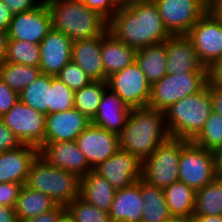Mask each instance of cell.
Returning a JSON list of instances; mask_svg holds the SVG:
<instances>
[{"label": "cell", "instance_id": "8fae6325", "mask_svg": "<svg viewBox=\"0 0 222 222\" xmlns=\"http://www.w3.org/2000/svg\"><path fill=\"white\" fill-rule=\"evenodd\" d=\"M155 4L171 35H187L208 11L205 0H156Z\"/></svg>", "mask_w": 222, "mask_h": 222}, {"label": "cell", "instance_id": "ac0fdd59", "mask_svg": "<svg viewBox=\"0 0 222 222\" xmlns=\"http://www.w3.org/2000/svg\"><path fill=\"white\" fill-rule=\"evenodd\" d=\"M72 43L73 41L69 37L52 28L39 43L41 73L56 77L61 69L71 61Z\"/></svg>", "mask_w": 222, "mask_h": 222}, {"label": "cell", "instance_id": "f907efd6", "mask_svg": "<svg viewBox=\"0 0 222 222\" xmlns=\"http://www.w3.org/2000/svg\"><path fill=\"white\" fill-rule=\"evenodd\" d=\"M193 222H222V216L220 215H192Z\"/></svg>", "mask_w": 222, "mask_h": 222}, {"label": "cell", "instance_id": "9c48e42d", "mask_svg": "<svg viewBox=\"0 0 222 222\" xmlns=\"http://www.w3.org/2000/svg\"><path fill=\"white\" fill-rule=\"evenodd\" d=\"M0 119L22 144L40 148L44 143L46 115L18 101Z\"/></svg>", "mask_w": 222, "mask_h": 222}, {"label": "cell", "instance_id": "ee69618b", "mask_svg": "<svg viewBox=\"0 0 222 222\" xmlns=\"http://www.w3.org/2000/svg\"><path fill=\"white\" fill-rule=\"evenodd\" d=\"M207 84L222 87V57L207 67Z\"/></svg>", "mask_w": 222, "mask_h": 222}, {"label": "cell", "instance_id": "f1b7e54d", "mask_svg": "<svg viewBox=\"0 0 222 222\" xmlns=\"http://www.w3.org/2000/svg\"><path fill=\"white\" fill-rule=\"evenodd\" d=\"M170 215L192 218L195 209L196 191L183 182L177 181L164 189Z\"/></svg>", "mask_w": 222, "mask_h": 222}, {"label": "cell", "instance_id": "ba28073f", "mask_svg": "<svg viewBox=\"0 0 222 222\" xmlns=\"http://www.w3.org/2000/svg\"><path fill=\"white\" fill-rule=\"evenodd\" d=\"M178 175L180 182L195 191L213 181L218 176L213 151L190 140L181 150Z\"/></svg>", "mask_w": 222, "mask_h": 222}, {"label": "cell", "instance_id": "d4e9b609", "mask_svg": "<svg viewBox=\"0 0 222 222\" xmlns=\"http://www.w3.org/2000/svg\"><path fill=\"white\" fill-rule=\"evenodd\" d=\"M116 190L93 170L80 179V197L93 206L110 212Z\"/></svg>", "mask_w": 222, "mask_h": 222}, {"label": "cell", "instance_id": "3957f363", "mask_svg": "<svg viewBox=\"0 0 222 222\" xmlns=\"http://www.w3.org/2000/svg\"><path fill=\"white\" fill-rule=\"evenodd\" d=\"M52 28L73 42L101 36L108 22L79 0H45Z\"/></svg>", "mask_w": 222, "mask_h": 222}, {"label": "cell", "instance_id": "db71d44e", "mask_svg": "<svg viewBox=\"0 0 222 222\" xmlns=\"http://www.w3.org/2000/svg\"><path fill=\"white\" fill-rule=\"evenodd\" d=\"M164 222H193L191 218L173 217L171 216Z\"/></svg>", "mask_w": 222, "mask_h": 222}, {"label": "cell", "instance_id": "7dc6e473", "mask_svg": "<svg viewBox=\"0 0 222 222\" xmlns=\"http://www.w3.org/2000/svg\"><path fill=\"white\" fill-rule=\"evenodd\" d=\"M12 17H13V14L5 6V4L0 0V30L8 31Z\"/></svg>", "mask_w": 222, "mask_h": 222}, {"label": "cell", "instance_id": "30bf717a", "mask_svg": "<svg viewBox=\"0 0 222 222\" xmlns=\"http://www.w3.org/2000/svg\"><path fill=\"white\" fill-rule=\"evenodd\" d=\"M107 86L131 108L147 107L152 85L136 62L107 78Z\"/></svg>", "mask_w": 222, "mask_h": 222}, {"label": "cell", "instance_id": "f5cc1de1", "mask_svg": "<svg viewBox=\"0 0 222 222\" xmlns=\"http://www.w3.org/2000/svg\"><path fill=\"white\" fill-rule=\"evenodd\" d=\"M206 7L209 11H212L218 4L222 3V0H205Z\"/></svg>", "mask_w": 222, "mask_h": 222}, {"label": "cell", "instance_id": "ffe728a7", "mask_svg": "<svg viewBox=\"0 0 222 222\" xmlns=\"http://www.w3.org/2000/svg\"><path fill=\"white\" fill-rule=\"evenodd\" d=\"M39 155V149L22 144L14 150L0 153V183L10 182L24 185L31 164Z\"/></svg>", "mask_w": 222, "mask_h": 222}, {"label": "cell", "instance_id": "cb8c5ba5", "mask_svg": "<svg viewBox=\"0 0 222 222\" xmlns=\"http://www.w3.org/2000/svg\"><path fill=\"white\" fill-rule=\"evenodd\" d=\"M136 50L117 40L111 33L102 38L101 58L103 61L105 82L113 73L125 69L135 62Z\"/></svg>", "mask_w": 222, "mask_h": 222}, {"label": "cell", "instance_id": "e0dca14e", "mask_svg": "<svg viewBox=\"0 0 222 222\" xmlns=\"http://www.w3.org/2000/svg\"><path fill=\"white\" fill-rule=\"evenodd\" d=\"M167 74L207 73L187 35H171L166 40Z\"/></svg>", "mask_w": 222, "mask_h": 222}, {"label": "cell", "instance_id": "484cf974", "mask_svg": "<svg viewBox=\"0 0 222 222\" xmlns=\"http://www.w3.org/2000/svg\"><path fill=\"white\" fill-rule=\"evenodd\" d=\"M135 62L151 85L161 80L167 74L166 41L136 50Z\"/></svg>", "mask_w": 222, "mask_h": 222}, {"label": "cell", "instance_id": "603a6c76", "mask_svg": "<svg viewBox=\"0 0 222 222\" xmlns=\"http://www.w3.org/2000/svg\"><path fill=\"white\" fill-rule=\"evenodd\" d=\"M142 212L140 179L129 187L116 190L109 212L111 222H141Z\"/></svg>", "mask_w": 222, "mask_h": 222}, {"label": "cell", "instance_id": "6f0895ef", "mask_svg": "<svg viewBox=\"0 0 222 222\" xmlns=\"http://www.w3.org/2000/svg\"><path fill=\"white\" fill-rule=\"evenodd\" d=\"M118 5H124L127 3L134 2L135 0H115Z\"/></svg>", "mask_w": 222, "mask_h": 222}, {"label": "cell", "instance_id": "e575fe53", "mask_svg": "<svg viewBox=\"0 0 222 222\" xmlns=\"http://www.w3.org/2000/svg\"><path fill=\"white\" fill-rule=\"evenodd\" d=\"M196 145L214 151L222 145V116L215 111L209 115L201 131L191 140Z\"/></svg>", "mask_w": 222, "mask_h": 222}, {"label": "cell", "instance_id": "44dd1931", "mask_svg": "<svg viewBox=\"0 0 222 222\" xmlns=\"http://www.w3.org/2000/svg\"><path fill=\"white\" fill-rule=\"evenodd\" d=\"M131 109L107 86L91 123L119 135L126 125Z\"/></svg>", "mask_w": 222, "mask_h": 222}, {"label": "cell", "instance_id": "681fc988", "mask_svg": "<svg viewBox=\"0 0 222 222\" xmlns=\"http://www.w3.org/2000/svg\"><path fill=\"white\" fill-rule=\"evenodd\" d=\"M7 31L0 30V64L4 62L7 48Z\"/></svg>", "mask_w": 222, "mask_h": 222}, {"label": "cell", "instance_id": "52a82bcc", "mask_svg": "<svg viewBox=\"0 0 222 222\" xmlns=\"http://www.w3.org/2000/svg\"><path fill=\"white\" fill-rule=\"evenodd\" d=\"M207 85V73L166 74L151 87L148 107L165 111L184 97L198 93Z\"/></svg>", "mask_w": 222, "mask_h": 222}, {"label": "cell", "instance_id": "5bb4252c", "mask_svg": "<svg viewBox=\"0 0 222 222\" xmlns=\"http://www.w3.org/2000/svg\"><path fill=\"white\" fill-rule=\"evenodd\" d=\"M142 162L130 152L119 149L93 169L105 178L115 190L133 185L141 178Z\"/></svg>", "mask_w": 222, "mask_h": 222}, {"label": "cell", "instance_id": "d590c367", "mask_svg": "<svg viewBox=\"0 0 222 222\" xmlns=\"http://www.w3.org/2000/svg\"><path fill=\"white\" fill-rule=\"evenodd\" d=\"M65 208L73 222H111L108 212L87 203L80 196L72 200Z\"/></svg>", "mask_w": 222, "mask_h": 222}, {"label": "cell", "instance_id": "7c38bea8", "mask_svg": "<svg viewBox=\"0 0 222 222\" xmlns=\"http://www.w3.org/2000/svg\"><path fill=\"white\" fill-rule=\"evenodd\" d=\"M187 36L205 68L222 57V22L212 11L208 10Z\"/></svg>", "mask_w": 222, "mask_h": 222}, {"label": "cell", "instance_id": "4dcf8cb0", "mask_svg": "<svg viewBox=\"0 0 222 222\" xmlns=\"http://www.w3.org/2000/svg\"><path fill=\"white\" fill-rule=\"evenodd\" d=\"M51 90V75L41 73L19 93V100L37 112L47 115Z\"/></svg>", "mask_w": 222, "mask_h": 222}, {"label": "cell", "instance_id": "d6a6232c", "mask_svg": "<svg viewBox=\"0 0 222 222\" xmlns=\"http://www.w3.org/2000/svg\"><path fill=\"white\" fill-rule=\"evenodd\" d=\"M107 82L92 81L74 92V108L92 120L98 110Z\"/></svg>", "mask_w": 222, "mask_h": 222}, {"label": "cell", "instance_id": "f35d334b", "mask_svg": "<svg viewBox=\"0 0 222 222\" xmlns=\"http://www.w3.org/2000/svg\"><path fill=\"white\" fill-rule=\"evenodd\" d=\"M85 4L89 9L97 12L107 22L117 12L119 5L115 0H79Z\"/></svg>", "mask_w": 222, "mask_h": 222}, {"label": "cell", "instance_id": "4fadbf2b", "mask_svg": "<svg viewBox=\"0 0 222 222\" xmlns=\"http://www.w3.org/2000/svg\"><path fill=\"white\" fill-rule=\"evenodd\" d=\"M51 29V15L45 1H42L30 11L13 15L7 31L8 40L39 44Z\"/></svg>", "mask_w": 222, "mask_h": 222}, {"label": "cell", "instance_id": "8d00e7d4", "mask_svg": "<svg viewBox=\"0 0 222 222\" xmlns=\"http://www.w3.org/2000/svg\"><path fill=\"white\" fill-rule=\"evenodd\" d=\"M74 108V91L57 77L51 76L48 114Z\"/></svg>", "mask_w": 222, "mask_h": 222}, {"label": "cell", "instance_id": "b9f144b4", "mask_svg": "<svg viewBox=\"0 0 222 222\" xmlns=\"http://www.w3.org/2000/svg\"><path fill=\"white\" fill-rule=\"evenodd\" d=\"M21 145L14 133L0 119V153L14 150Z\"/></svg>", "mask_w": 222, "mask_h": 222}, {"label": "cell", "instance_id": "4316f807", "mask_svg": "<svg viewBox=\"0 0 222 222\" xmlns=\"http://www.w3.org/2000/svg\"><path fill=\"white\" fill-rule=\"evenodd\" d=\"M57 205L50 196L33 190L24 184L20 189L14 210L18 220L23 221L48 212Z\"/></svg>", "mask_w": 222, "mask_h": 222}, {"label": "cell", "instance_id": "7bdbcfd3", "mask_svg": "<svg viewBox=\"0 0 222 222\" xmlns=\"http://www.w3.org/2000/svg\"><path fill=\"white\" fill-rule=\"evenodd\" d=\"M5 6L14 14L27 12L38 6L42 0H1Z\"/></svg>", "mask_w": 222, "mask_h": 222}, {"label": "cell", "instance_id": "9a60e30c", "mask_svg": "<svg viewBox=\"0 0 222 222\" xmlns=\"http://www.w3.org/2000/svg\"><path fill=\"white\" fill-rule=\"evenodd\" d=\"M75 141L92 170L119 150V135L92 123Z\"/></svg>", "mask_w": 222, "mask_h": 222}, {"label": "cell", "instance_id": "d6986e66", "mask_svg": "<svg viewBox=\"0 0 222 222\" xmlns=\"http://www.w3.org/2000/svg\"><path fill=\"white\" fill-rule=\"evenodd\" d=\"M90 123L76 108L47 114L44 142L75 141Z\"/></svg>", "mask_w": 222, "mask_h": 222}, {"label": "cell", "instance_id": "83f0119b", "mask_svg": "<svg viewBox=\"0 0 222 222\" xmlns=\"http://www.w3.org/2000/svg\"><path fill=\"white\" fill-rule=\"evenodd\" d=\"M140 196L143 200L141 222H164L171 217L163 189L140 178Z\"/></svg>", "mask_w": 222, "mask_h": 222}, {"label": "cell", "instance_id": "2e32d148", "mask_svg": "<svg viewBox=\"0 0 222 222\" xmlns=\"http://www.w3.org/2000/svg\"><path fill=\"white\" fill-rule=\"evenodd\" d=\"M39 156L49 165L76 174L80 179L92 171L76 141L44 142Z\"/></svg>", "mask_w": 222, "mask_h": 222}, {"label": "cell", "instance_id": "816d5d0a", "mask_svg": "<svg viewBox=\"0 0 222 222\" xmlns=\"http://www.w3.org/2000/svg\"><path fill=\"white\" fill-rule=\"evenodd\" d=\"M214 159L216 164V172L219 177H222V145L217 147L214 151Z\"/></svg>", "mask_w": 222, "mask_h": 222}, {"label": "cell", "instance_id": "5b68a950", "mask_svg": "<svg viewBox=\"0 0 222 222\" xmlns=\"http://www.w3.org/2000/svg\"><path fill=\"white\" fill-rule=\"evenodd\" d=\"M25 185L50 196L58 205L65 207L80 196V178L49 165L39 155L31 164Z\"/></svg>", "mask_w": 222, "mask_h": 222}, {"label": "cell", "instance_id": "6da1fadb", "mask_svg": "<svg viewBox=\"0 0 222 222\" xmlns=\"http://www.w3.org/2000/svg\"><path fill=\"white\" fill-rule=\"evenodd\" d=\"M107 29L117 40L135 50L163 43L171 36L157 5L148 0L119 5Z\"/></svg>", "mask_w": 222, "mask_h": 222}, {"label": "cell", "instance_id": "60d3db41", "mask_svg": "<svg viewBox=\"0 0 222 222\" xmlns=\"http://www.w3.org/2000/svg\"><path fill=\"white\" fill-rule=\"evenodd\" d=\"M22 186L18 183H0V205L14 207Z\"/></svg>", "mask_w": 222, "mask_h": 222}, {"label": "cell", "instance_id": "f546056e", "mask_svg": "<svg viewBox=\"0 0 222 222\" xmlns=\"http://www.w3.org/2000/svg\"><path fill=\"white\" fill-rule=\"evenodd\" d=\"M193 215L222 216V177L217 176L196 191Z\"/></svg>", "mask_w": 222, "mask_h": 222}, {"label": "cell", "instance_id": "1f68e13d", "mask_svg": "<svg viewBox=\"0 0 222 222\" xmlns=\"http://www.w3.org/2000/svg\"><path fill=\"white\" fill-rule=\"evenodd\" d=\"M40 74L39 67L6 61L0 64V77L10 89L18 93L29 86Z\"/></svg>", "mask_w": 222, "mask_h": 222}, {"label": "cell", "instance_id": "11a10c76", "mask_svg": "<svg viewBox=\"0 0 222 222\" xmlns=\"http://www.w3.org/2000/svg\"><path fill=\"white\" fill-rule=\"evenodd\" d=\"M57 222H73L72 217L65 211L60 218L58 219Z\"/></svg>", "mask_w": 222, "mask_h": 222}, {"label": "cell", "instance_id": "7a4b0ae2", "mask_svg": "<svg viewBox=\"0 0 222 222\" xmlns=\"http://www.w3.org/2000/svg\"><path fill=\"white\" fill-rule=\"evenodd\" d=\"M169 137L164 111L148 106L132 108L119 134V149L130 152L142 162Z\"/></svg>", "mask_w": 222, "mask_h": 222}, {"label": "cell", "instance_id": "277c9868", "mask_svg": "<svg viewBox=\"0 0 222 222\" xmlns=\"http://www.w3.org/2000/svg\"><path fill=\"white\" fill-rule=\"evenodd\" d=\"M212 111L207 84L198 93L178 100L164 111L169 136L192 140L201 131Z\"/></svg>", "mask_w": 222, "mask_h": 222}, {"label": "cell", "instance_id": "8992f818", "mask_svg": "<svg viewBox=\"0 0 222 222\" xmlns=\"http://www.w3.org/2000/svg\"><path fill=\"white\" fill-rule=\"evenodd\" d=\"M187 139L169 137L142 161L141 179L160 189L179 181L178 165Z\"/></svg>", "mask_w": 222, "mask_h": 222}, {"label": "cell", "instance_id": "bcb514c9", "mask_svg": "<svg viewBox=\"0 0 222 222\" xmlns=\"http://www.w3.org/2000/svg\"><path fill=\"white\" fill-rule=\"evenodd\" d=\"M208 88L211 95L213 111L222 116V87L208 86Z\"/></svg>", "mask_w": 222, "mask_h": 222}, {"label": "cell", "instance_id": "74e56055", "mask_svg": "<svg viewBox=\"0 0 222 222\" xmlns=\"http://www.w3.org/2000/svg\"><path fill=\"white\" fill-rule=\"evenodd\" d=\"M56 77L74 92L92 82L86 73L72 60L61 69Z\"/></svg>", "mask_w": 222, "mask_h": 222}, {"label": "cell", "instance_id": "836d02e7", "mask_svg": "<svg viewBox=\"0 0 222 222\" xmlns=\"http://www.w3.org/2000/svg\"><path fill=\"white\" fill-rule=\"evenodd\" d=\"M40 45L27 41L7 40L5 60L17 64L39 67Z\"/></svg>", "mask_w": 222, "mask_h": 222}, {"label": "cell", "instance_id": "ab89813d", "mask_svg": "<svg viewBox=\"0 0 222 222\" xmlns=\"http://www.w3.org/2000/svg\"><path fill=\"white\" fill-rule=\"evenodd\" d=\"M19 101V93L10 89L0 77V117Z\"/></svg>", "mask_w": 222, "mask_h": 222}, {"label": "cell", "instance_id": "9f6ffc18", "mask_svg": "<svg viewBox=\"0 0 222 222\" xmlns=\"http://www.w3.org/2000/svg\"><path fill=\"white\" fill-rule=\"evenodd\" d=\"M212 12L221 20L222 22V3L218 4Z\"/></svg>", "mask_w": 222, "mask_h": 222}, {"label": "cell", "instance_id": "c3c4849f", "mask_svg": "<svg viewBox=\"0 0 222 222\" xmlns=\"http://www.w3.org/2000/svg\"><path fill=\"white\" fill-rule=\"evenodd\" d=\"M0 222H19L14 207L0 205Z\"/></svg>", "mask_w": 222, "mask_h": 222}, {"label": "cell", "instance_id": "7402d4cb", "mask_svg": "<svg viewBox=\"0 0 222 222\" xmlns=\"http://www.w3.org/2000/svg\"><path fill=\"white\" fill-rule=\"evenodd\" d=\"M108 29L99 37L77 40L72 43L71 60L76 63L91 81H104L105 72L101 58L102 38Z\"/></svg>", "mask_w": 222, "mask_h": 222}, {"label": "cell", "instance_id": "f6af8a7d", "mask_svg": "<svg viewBox=\"0 0 222 222\" xmlns=\"http://www.w3.org/2000/svg\"><path fill=\"white\" fill-rule=\"evenodd\" d=\"M66 211L65 206L57 205L54 209L19 222H57L60 216Z\"/></svg>", "mask_w": 222, "mask_h": 222}]
</instances>
